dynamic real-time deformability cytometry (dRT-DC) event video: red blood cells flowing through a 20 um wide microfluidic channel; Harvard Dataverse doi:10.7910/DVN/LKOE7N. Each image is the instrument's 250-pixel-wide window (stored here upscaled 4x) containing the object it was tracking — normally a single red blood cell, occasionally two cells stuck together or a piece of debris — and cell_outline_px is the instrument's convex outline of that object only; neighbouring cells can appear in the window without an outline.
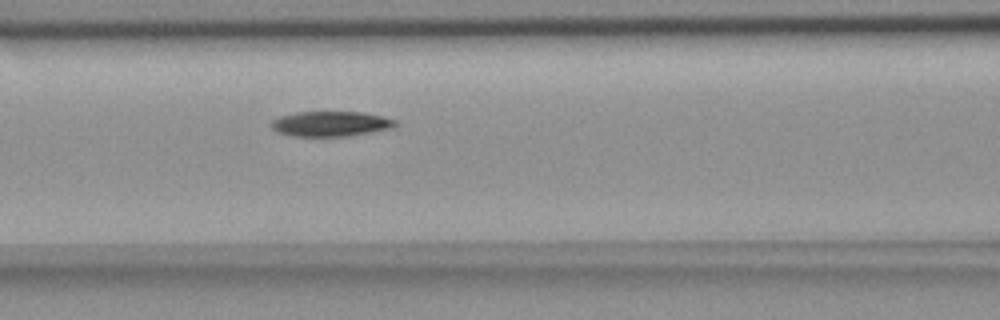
{"species": "common noctule bat (a hibernating species)", "species_latin": "Nyctalus noctula", "temperature_condition": "room temperature", "stored_images_in_passage": 7, "camera_frame_rate_fps": 3000, "um_per_image_px": 0.085, "animal": {"sex": "female", "body_mass_g": 18.4}, "frame": {"image": 1, "passage_image": 7, "time_ms": 7.333, "image_size_px": [1000, 320], "cell_outline_px": [[400, 124], [392, 128], [348, 136], [292, 136], [280, 132], [272, 128], [272, 120], [280, 116], [296, 112], [364, 112], [384, 116], [396, 120]], "centroid_in_image_um": [28.17, 10.51], "position_along_channel_um": 138.4, "area_um2": 18.15}}